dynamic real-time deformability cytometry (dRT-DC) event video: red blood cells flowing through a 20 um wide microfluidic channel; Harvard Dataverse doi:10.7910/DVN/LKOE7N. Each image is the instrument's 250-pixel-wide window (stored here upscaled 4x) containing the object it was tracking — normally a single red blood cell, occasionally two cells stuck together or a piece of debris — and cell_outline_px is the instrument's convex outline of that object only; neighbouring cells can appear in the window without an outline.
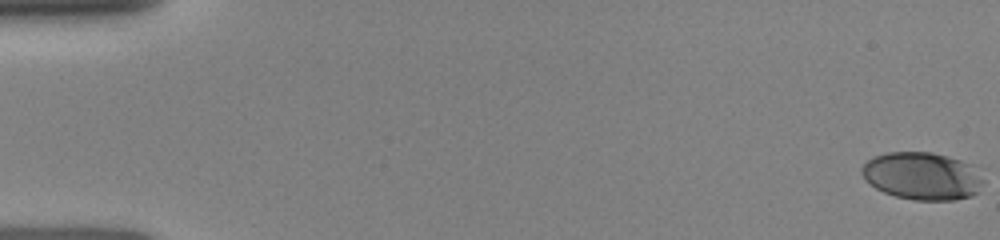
{"species": "human", "species_latin": "Homo sapiens", "temperature_condition": "room temperature", "stored_images_in_passage": 55, "camera_frame_rate_fps": 3000, "um_per_image_px": 0.085, "donor": {"sex": "female"}, "frame": {"image": 1, "passage_image": 1, "time_ms": 0.0, "image_size_px": [1000, 240], "cell_outline_px": [[984, 184], [980, 192], [972, 196], [956, 200], [912, 200], [896, 196], [884, 192], [876, 188], [860, 172], [860, 168], [872, 156], [888, 152], [932, 152], [948, 156], [972, 164], [984, 180]], "centroid_in_image_um": [78.43, 14.96], "position_along_channel_um": 6.6, "area_um2": 33.99}}
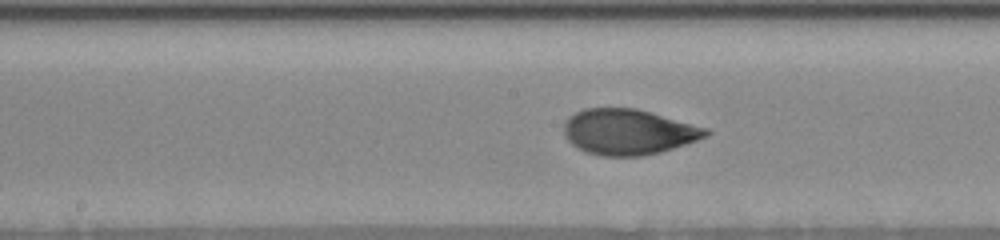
{"frame": {"image": 2, "passage_image": 38, "time_ms": 8.333, "image_size_px": [1000, 240], "cell_outline_px": [[712, 132], [708, 136], [660, 152], [644, 156], [600, 156], [584, 152], [576, 148], [568, 140], [564, 132], [564, 124], [576, 112], [584, 108], [636, 108], [708, 128]], "centroid_in_image_um": [53.41, 11.22], "position_along_channel_um": 194.8, "area_um2": 37.63}}
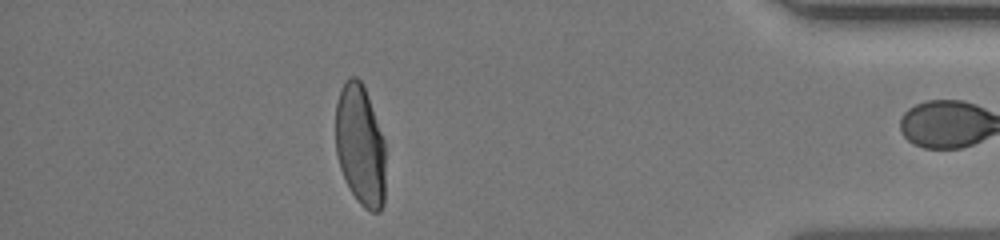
{"frame": {"image": 3, "passage_image": 54, "time_ms": 14.333, "image_size_px": [1000, 240], "cell_outline_px": [[384, 204], [380, 212], [372, 212], [364, 208], [356, 200], [340, 168], [336, 152], [336, 104], [340, 88], [344, 80], [348, 76], [356, 76], [364, 84], [384, 140]], "centroid_in_image_um": [30.61, 12.31], "position_along_channel_um": 404.6, "area_um2": 35.43}}